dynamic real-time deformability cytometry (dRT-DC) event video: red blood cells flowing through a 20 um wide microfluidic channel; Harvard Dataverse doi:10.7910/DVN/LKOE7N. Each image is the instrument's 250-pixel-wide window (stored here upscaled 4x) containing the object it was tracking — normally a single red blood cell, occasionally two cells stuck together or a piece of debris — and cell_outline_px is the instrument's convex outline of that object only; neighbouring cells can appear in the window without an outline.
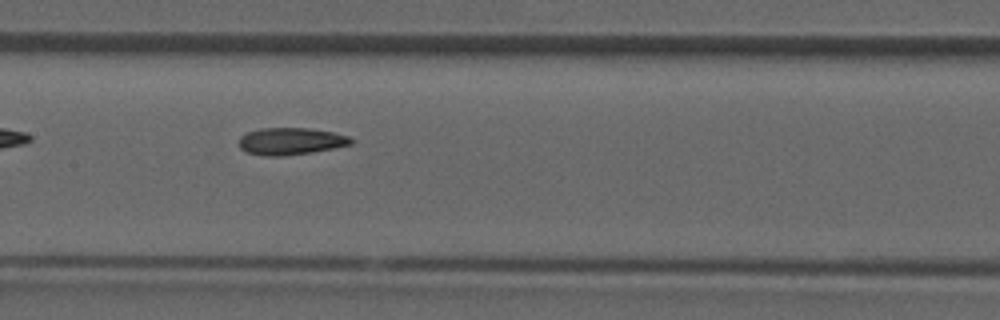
{"species": "common noctule bat (a hibernating species)", "species_latin": "Nyctalus noctula", "temperature_condition": "room temperature", "stored_images_in_passage": 24, "camera_frame_rate_fps": 3000, "um_per_image_px": 0.085, "animal": {"sex": "male", "forearm_length_mm": 52.5}, "frame": {"image": 1, "passage_image": 8, "time_ms": 2.333, "image_size_px": [1000, 320], "cell_outline_px": [[356, 140], [352, 144], [336, 148], [312, 152], [280, 156], [264, 156], [248, 152], [240, 148], [240, 136], [248, 132], [260, 128], [308, 128], [332, 132], [348, 136]], "centroid_in_image_um": [24.75, 12.0], "position_along_channel_um": 182.6, "area_um2": 17.69}}
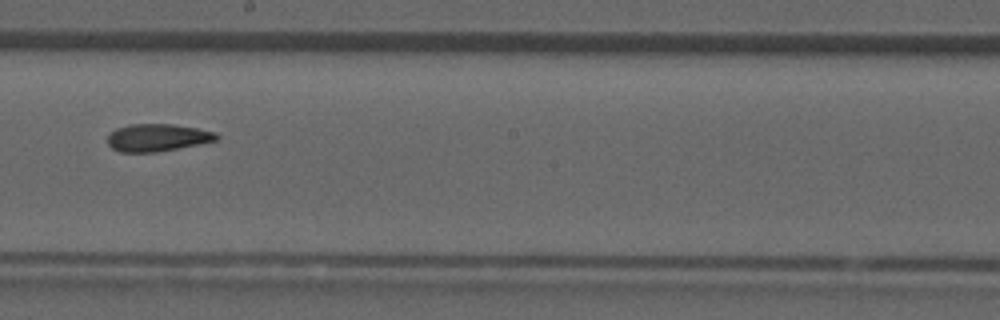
{"frame": {"image": 2, "passage_image": 11, "time_ms": 3.333, "image_size_px": [1000, 320], "cell_outline_px": [[220, 136], [216, 140], [156, 152], [120, 152], [112, 148], [108, 144], [108, 136], [116, 128], [128, 124], [172, 124], [196, 128], [216, 132]], "centroid_in_image_um": [13.35, 11.69], "position_along_channel_um": 234.8, "area_um2": 17.22}}